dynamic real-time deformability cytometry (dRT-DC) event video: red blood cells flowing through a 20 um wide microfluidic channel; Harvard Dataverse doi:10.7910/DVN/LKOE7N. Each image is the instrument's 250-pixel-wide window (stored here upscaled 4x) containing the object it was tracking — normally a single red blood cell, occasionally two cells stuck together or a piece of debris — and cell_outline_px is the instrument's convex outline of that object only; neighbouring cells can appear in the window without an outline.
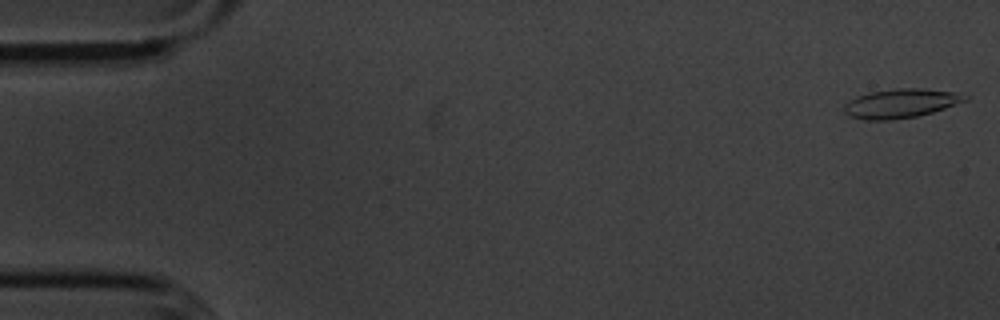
{"species": "common noctule bat (a hibernating species)", "species_latin": "Nyctalus noctula", "temperature_condition": "cold", "stored_images_in_passage": 55, "camera_frame_rate_fps": 3000, "um_per_image_px": 0.085, "animal": {"sex": "male", "body_mass_g": 20.1, "forearm_length_mm": 53.5}, "frame": {"image": 1, "passage_image": 1, "time_ms": 0.0, "image_size_px": [1000, 320], "cell_outline_px": [[968, 100], [932, 112], [916, 116], [892, 120], [864, 120], [848, 116], [844, 112], [844, 104], [856, 96], [868, 92], [896, 88], [920, 88], [952, 92], [968, 96]], "centroid_in_image_um": [76.51, 8.79], "position_along_channel_um": 8.5, "area_um2": 20.46}}
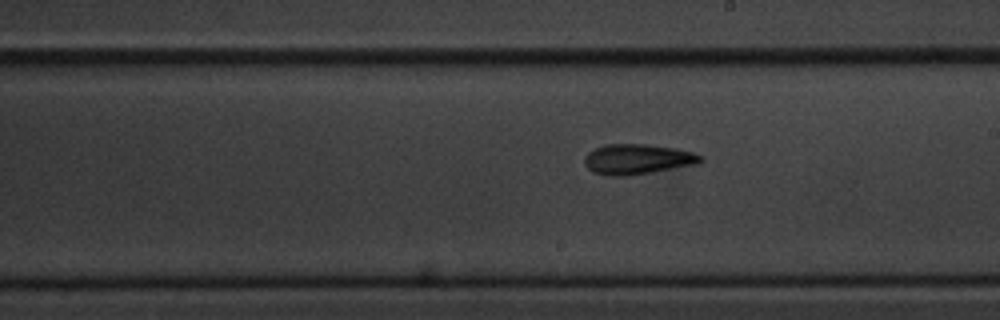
{"frame": {"image": 2, "passage_image": 31, "time_ms": 10.0, "image_size_px": [1000, 320], "cell_outline_px": [[704, 160], [700, 164], [652, 172], [624, 176], [612, 176], [592, 172], [584, 164], [584, 156], [588, 152], [604, 144], [644, 144], [676, 148], [692, 152], [700, 156]], "centroid_in_image_um": [54.18, 13.53], "position_along_channel_um": 234.8, "area_um2": 20.52}}
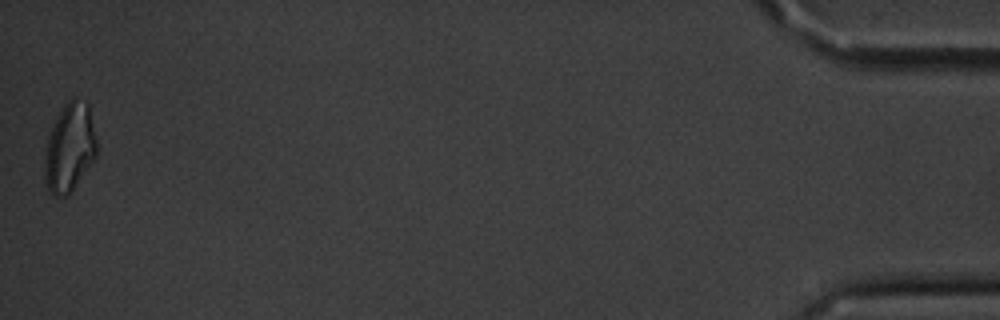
{"frame": {"image": 3, "passage_image": 55, "time_ms": 18.0, "image_size_px": [1000, 320], "cell_outline_px": [[96, 156], [68, 196], [56, 196], [48, 188], [44, 180], [44, 160], [48, 136], [64, 104], [72, 96], [76, 96], [88, 104], [96, 140]], "centroid_in_image_um": [5.91, 12.54], "position_along_channel_um": 429.3, "area_um2": 26.59}, "authors_computed_cell_mechanics": {"area_um2": 19.7676, "velocity_mm_per_s": 3.5803, "shape_relaxation_time_tau1_ms": 4.1348, "shape_relaxation_time_tau2_ms": 2.4985, "deformation_change_tau1": 0.1363, "deformation_change_tau2": 0.1077}}